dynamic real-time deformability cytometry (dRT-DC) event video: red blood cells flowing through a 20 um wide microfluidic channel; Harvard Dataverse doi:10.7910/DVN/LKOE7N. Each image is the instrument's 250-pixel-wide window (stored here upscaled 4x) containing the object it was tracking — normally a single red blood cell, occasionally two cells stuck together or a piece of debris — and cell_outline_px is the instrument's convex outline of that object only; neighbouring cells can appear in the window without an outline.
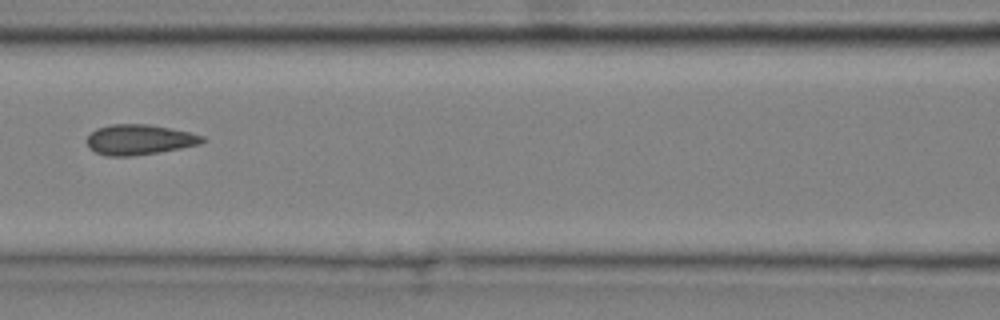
{"species": "common noctule bat (a hibernating species)", "species_latin": "Nyctalus noctula", "temperature_condition": "cold", "stored_images_in_passage": 4, "camera_frame_rate_fps": 3000, "um_per_image_px": 0.085, "animal": {"sex": "male", "body_mass_g": 20.4}, "frame": {"image": 1, "passage_image": 4, "time_ms": 1.0, "image_size_px": [1000, 320], "cell_outline_px": [[204, 140], [200, 144], [160, 152], [132, 156], [108, 156], [96, 152], [88, 148], [84, 140], [96, 128], [112, 124], [148, 124], [188, 132], [204, 136]], "centroid_in_image_um": [11.78, 11.87], "position_along_channel_um": 154.8, "area_um2": 20.35}}